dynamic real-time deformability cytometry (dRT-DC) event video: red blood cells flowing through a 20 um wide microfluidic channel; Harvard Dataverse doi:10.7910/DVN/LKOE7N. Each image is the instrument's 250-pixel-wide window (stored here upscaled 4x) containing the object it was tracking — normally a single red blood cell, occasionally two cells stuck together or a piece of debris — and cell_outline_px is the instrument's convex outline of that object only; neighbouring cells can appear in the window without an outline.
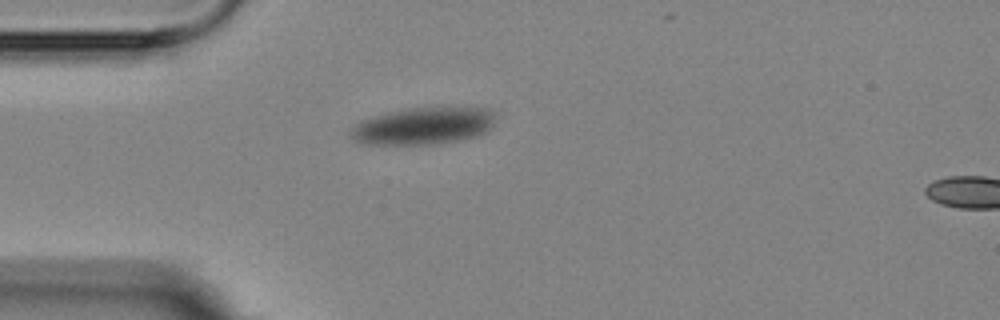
{"species": "Egyptian fruit bat (a non-hibernating species)", "species_latin": "Rousettus aegyptiacus", "temperature_condition": "room temperature", "stored_images_in_passage": 2, "camera_frame_rate_fps": 3000, "um_per_image_px": 0.085, "animal": {"sex": "female"}, "frame": {"image": 1, "passage_image": 1, "time_ms": 0.0, "image_size_px": [1000, 320], "cell_outline_px": [[496, 116], [488, 132], [476, 136], [456, 140], [432, 144], [364, 144], [352, 140], [352, 124], [360, 120], [388, 112], [408, 108], [436, 104], [448, 104], [488, 108], [496, 112]], "centroid_in_image_um": [36.05, 10.63], "position_along_channel_um": 48.9, "area_um2": 32.54}}